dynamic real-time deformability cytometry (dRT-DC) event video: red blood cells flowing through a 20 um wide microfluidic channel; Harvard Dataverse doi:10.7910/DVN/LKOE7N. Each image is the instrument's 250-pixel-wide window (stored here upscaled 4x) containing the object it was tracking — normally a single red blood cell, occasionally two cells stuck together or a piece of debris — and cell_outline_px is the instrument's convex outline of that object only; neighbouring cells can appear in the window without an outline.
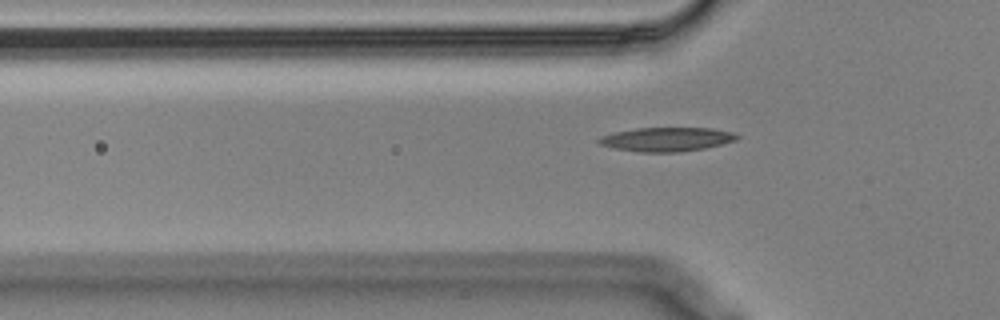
{"species": "Egyptian fruit bat (a non-hibernating species)", "species_latin": "Rousettus aegyptiacus", "temperature_condition": "cold", "stored_images_in_passage": 34, "camera_frame_rate_fps": 3000, "um_per_image_px": 0.085, "animal": {"sex": "male"}, "frame": {"image": 1, "passage_image": 4, "time_ms": 1.0, "image_size_px": [1000, 320], "cell_outline_px": [[740, 136], [736, 140], [704, 148], [680, 152], [640, 152], [616, 148], [600, 144], [596, 140], [600, 136], [616, 132], [636, 128], [712, 128], [732, 132]], "centroid_in_image_um": [56.66, 11.84], "position_along_channel_um": 69.1, "area_um2": 19.13}}
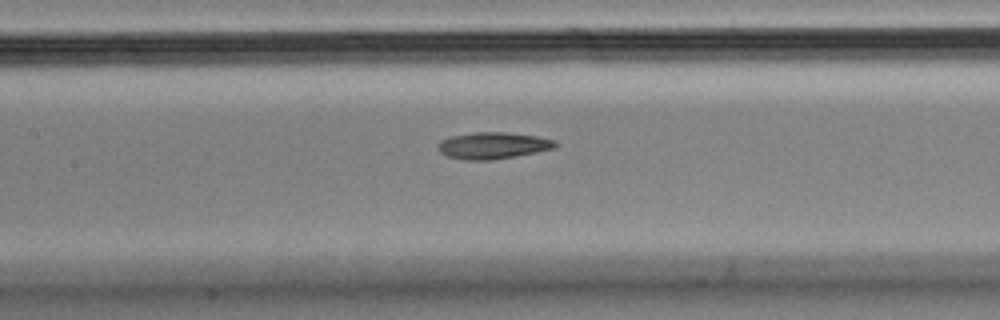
{"frame": {"image": 2, "passage_image": 12, "time_ms": 3.667, "image_size_px": [1000, 320], "cell_outline_px": [[560, 144], [556, 148], [536, 152], [488, 160], [464, 160], [448, 156], [440, 152], [436, 148], [436, 144], [440, 140], [452, 136], [476, 132], [504, 132], [536, 136], [552, 140]], "centroid_in_image_um": [41.86, 12.37], "position_along_channel_um": 165.5, "area_um2": 18.09}}
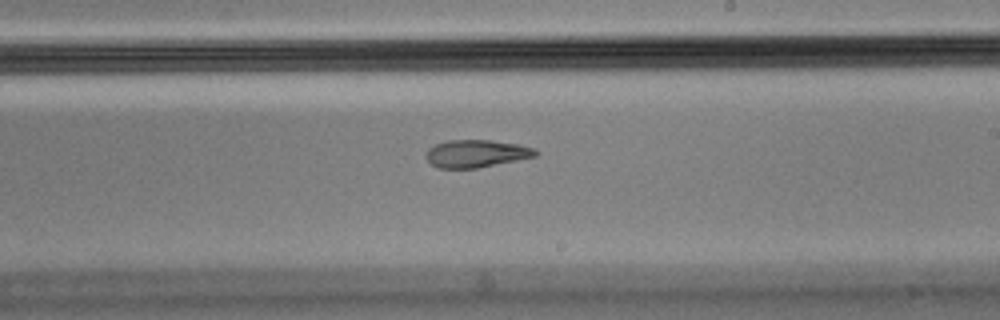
{"frame": {"image": 3, "passage_image": 19, "time_ms": 6.0, "image_size_px": [1000, 320], "cell_outline_px": [[536, 156], [476, 168], [440, 168], [432, 164], [424, 156], [424, 152], [428, 148], [436, 144], [448, 140], [488, 140], [516, 144], [532, 148], [536, 152]], "centroid_in_image_um": [40.4, 13.05], "position_along_channel_um": 248.6, "area_um2": 17.28}}